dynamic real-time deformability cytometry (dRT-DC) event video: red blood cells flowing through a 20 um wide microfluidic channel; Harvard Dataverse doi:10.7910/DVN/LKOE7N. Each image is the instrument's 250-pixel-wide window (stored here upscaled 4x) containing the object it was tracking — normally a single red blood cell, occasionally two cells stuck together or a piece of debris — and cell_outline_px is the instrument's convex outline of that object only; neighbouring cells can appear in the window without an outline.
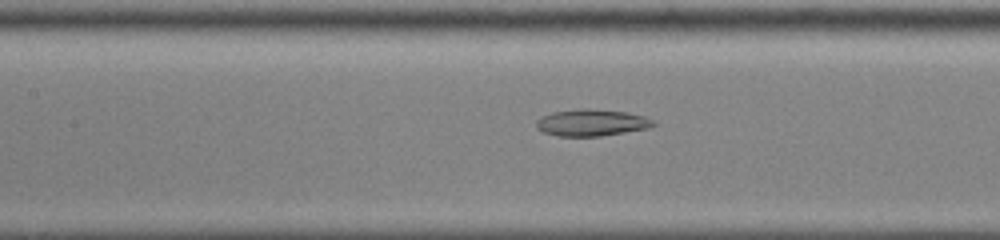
{"species": "common noctule bat (a hibernating species)", "species_latin": "Nyctalus noctula", "temperature_condition": "cold", "stored_images_in_passage": 54, "camera_frame_rate_fps": 3000, "um_per_image_px": 0.085, "animal": {"sex": "male", "body_mass_g": 13.0, "forearm_length_mm": 53.1}, "frame": {"image": 1, "passage_image": 27, "time_ms": 8.667, "image_size_px": [1000, 240], "cell_outline_px": [[656, 124], [648, 128], [600, 136], [556, 136], [544, 132], [536, 128], [536, 120], [552, 112], [580, 108], [584, 108], [628, 112], [644, 116], [652, 120]], "centroid_in_image_um": [50.27, 10.42], "position_along_channel_um": 157.1, "area_um2": 18.15}}
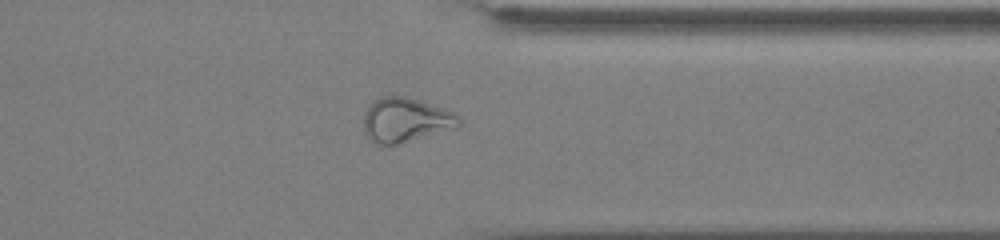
{"frame": {"image": 2, "passage_image": 44, "time_ms": 14.333, "image_size_px": [1000, 240], "cell_outline_px": [[460, 124], [456, 128], [396, 144], [380, 144], [372, 140], [364, 132], [364, 112], [368, 104], [372, 100], [380, 96], [404, 96], [444, 108], [452, 112], [460, 120]], "centroid_in_image_um": [34.44, 10.17], "position_along_channel_um": 377.0, "area_um2": 24.39}}
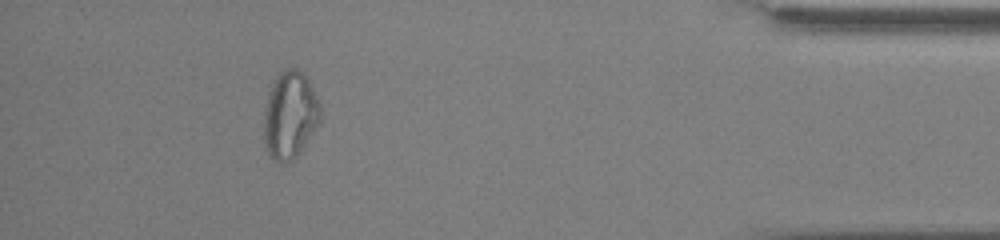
{"frame": {"image": 3, "passage_image": 50, "time_ms": 16.333, "image_size_px": [1000, 240], "cell_outline_px": [[320, 120], [300, 152], [292, 160], [284, 164], [280, 164], [264, 148], [264, 108], [272, 84], [280, 72], [288, 68], [296, 68], [308, 80], [320, 104]], "centroid_in_image_um": [24.63, 9.81], "position_along_channel_um": 410.6, "area_um2": 28.38}, "authors_computed_cell_mechanics": {"area_um2": 24.3338, "velocity_mm_per_s": 3.9045, "shape_relaxation_time_tau1_ms": null, "shape_relaxation_time_tau2_ms": 2.9025, "deformation_change_tau1": null, "deformation_change_tau2": 0.0994}}